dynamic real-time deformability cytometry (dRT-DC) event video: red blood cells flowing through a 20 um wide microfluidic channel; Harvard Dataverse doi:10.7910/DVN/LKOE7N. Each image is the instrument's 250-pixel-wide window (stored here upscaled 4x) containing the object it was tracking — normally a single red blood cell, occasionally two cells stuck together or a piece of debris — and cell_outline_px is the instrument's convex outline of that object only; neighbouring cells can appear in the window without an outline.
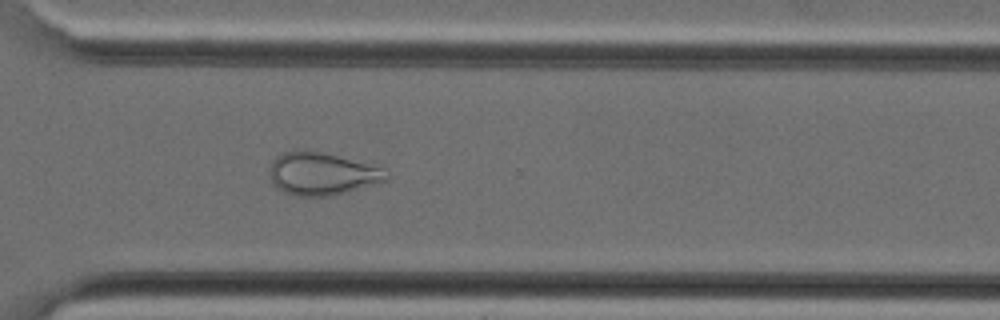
{"species": "Egyptian fruit bat (a non-hibernating species)", "species_latin": "Rousettus aegyptiacus", "temperature_condition": "cold", "stored_images_in_passage": 30, "camera_frame_rate_fps": 3000, "um_per_image_px": 0.085, "animal": {"sex": "female"}, "frame": {"image": 1, "passage_image": 26, "time_ms": 8.333, "image_size_px": [1000, 320], "cell_outline_px": [[392, 176], [388, 180], [376, 184], [332, 196], [296, 196], [284, 192], [276, 188], [272, 184], [268, 176], [268, 168], [272, 160], [276, 156], [284, 152], [296, 148], [304, 148], [384, 168]], "centroid_in_image_um": [27.32, 14.76], "position_along_channel_um": 343.3, "area_um2": 29.65}}